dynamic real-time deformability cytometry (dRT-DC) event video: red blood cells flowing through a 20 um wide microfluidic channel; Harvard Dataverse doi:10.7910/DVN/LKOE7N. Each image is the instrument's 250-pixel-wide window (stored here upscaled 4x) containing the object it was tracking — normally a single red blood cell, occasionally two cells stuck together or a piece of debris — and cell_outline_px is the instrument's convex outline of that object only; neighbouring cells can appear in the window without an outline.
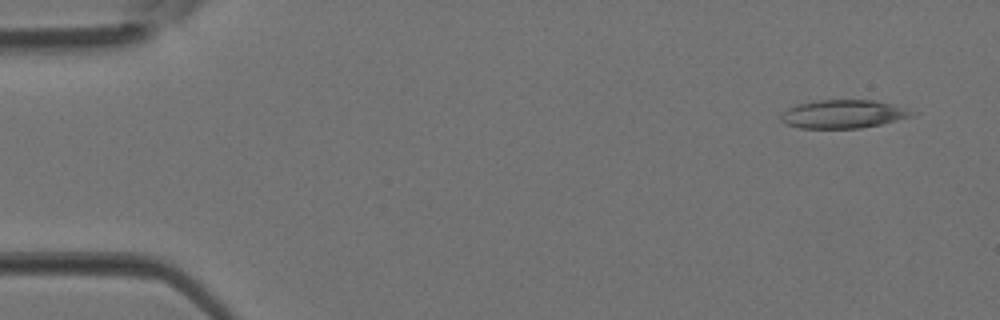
{"species": "Egyptian fruit bat (a non-hibernating species)", "species_latin": "Rousettus aegyptiacus", "temperature_condition": "room temperature", "stored_images_in_passage": 3, "camera_frame_rate_fps": 3000, "um_per_image_px": 0.085, "animal": {"sex": "female"}, "frame": {"image": 1, "passage_image": 1, "time_ms": 0.0, "image_size_px": [1000, 320], "cell_outline_px": [[920, 112], [912, 116], [880, 124], [860, 128], [800, 128], [788, 124], [780, 120], [780, 116], [788, 108], [796, 104], [816, 100], [876, 100], [896, 104]], "centroid_in_image_um": [71.74, 9.68], "position_along_channel_um": 13.3, "area_um2": 21.85}}
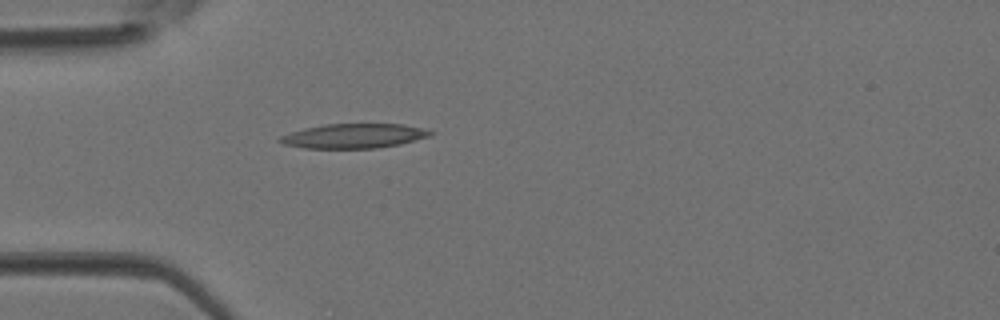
{"frame": {"image": 2, "passage_image": 3, "time_ms": 0.667, "image_size_px": [1000, 320], "cell_outline_px": [[436, 132], [432, 136], [400, 144], [376, 148], [304, 148], [284, 144], [276, 140], [280, 136], [304, 128], [324, 124], [404, 124], [424, 128]], "centroid_in_image_um": [30.12, 11.55], "position_along_channel_um": 54.9, "area_um2": 21.62}}